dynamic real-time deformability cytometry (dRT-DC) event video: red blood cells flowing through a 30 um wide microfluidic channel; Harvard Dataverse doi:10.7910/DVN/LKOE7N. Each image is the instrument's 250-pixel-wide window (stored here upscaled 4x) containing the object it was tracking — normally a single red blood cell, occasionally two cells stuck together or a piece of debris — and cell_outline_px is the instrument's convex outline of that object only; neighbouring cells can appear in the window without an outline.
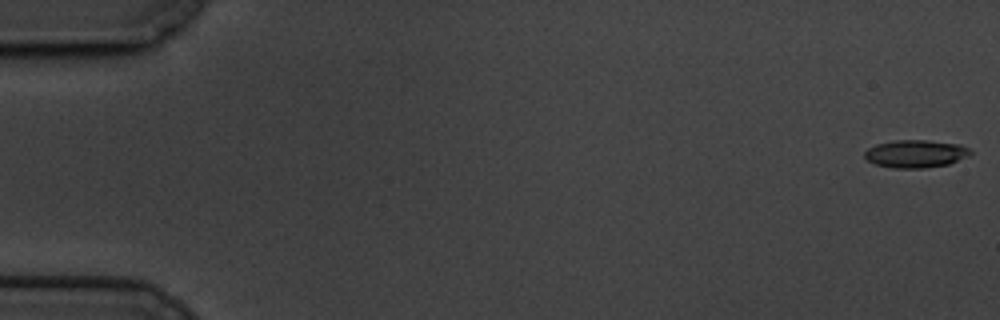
{"species": "common noctule bat (a hibernating species)", "species_latin": "Nyctalus noctula", "temperature_condition": "cold", "stored_images_in_passage": 61, "camera_frame_rate_fps": 3000, "um_per_image_px": 0.085, "animal": {"sex": "male", "body_mass_g": 19.5, "forearm_length_mm": 54.6}, "frame": {"image": 1, "passage_image": 1, "time_ms": 0.0, "image_size_px": [1000, 320], "cell_outline_px": [[972, 152], [968, 156], [948, 164], [924, 168], [892, 168], [876, 164], [868, 160], [864, 156], [864, 152], [868, 148], [876, 144], [896, 140], [928, 140], [960, 144], [968, 148]], "centroid_in_image_um": [77.82, 13.06], "position_along_channel_um": 7.2, "area_um2": 17.05}}
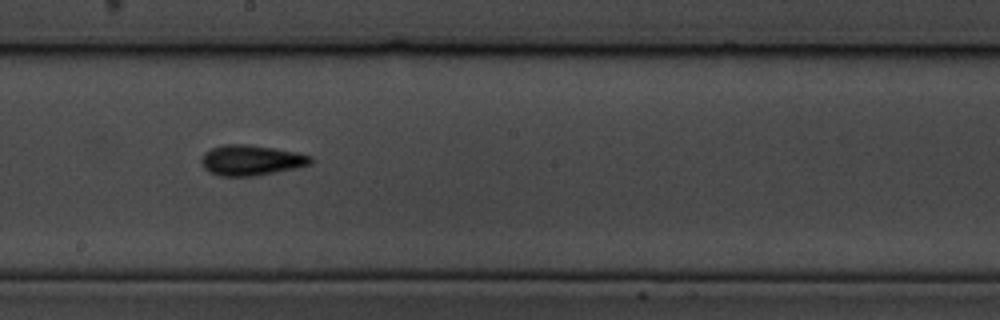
{"frame": {"image": 2, "passage_image": 34, "time_ms": 11.0, "image_size_px": [1000, 320], "cell_outline_px": [[312, 164], [296, 168], [256, 176], [220, 176], [208, 172], [204, 168], [200, 160], [204, 152], [212, 148], [224, 144], [248, 144], [296, 152], [312, 156]], "centroid_in_image_um": [21.33, 13.62], "position_along_channel_um": 226.9, "area_um2": 19.48}}
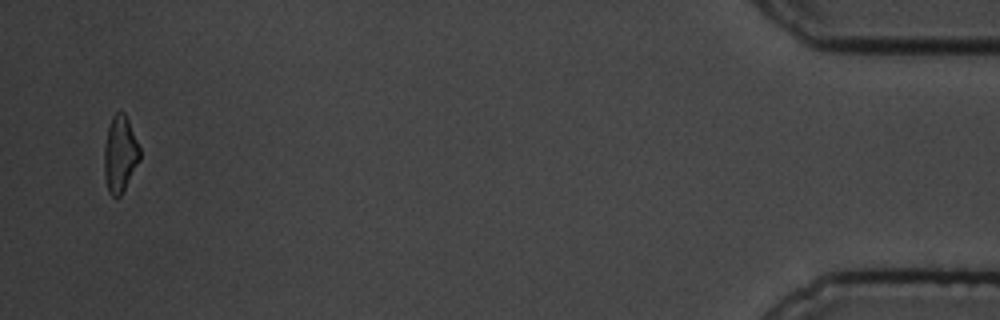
{"frame": {"image": 3, "passage_image": 59, "time_ms": 19.333, "image_size_px": [1000, 320], "cell_outline_px": [[140, 160], [120, 196], [112, 196], [108, 192], [104, 172], [104, 144], [108, 128], [112, 116], [116, 112], [124, 112], [128, 120], [140, 148]], "centroid_in_image_um": [10.19, 13.09], "position_along_channel_um": 425.0, "area_um2": 15.72}, "authors_computed_cell_mechanics": {"area_um2": 17.3978, "velocity_mm_per_s": 3.3473, "shape_relaxation_time_tau1_ms": 3.2138, "shape_relaxation_time_tau2_ms": 3.7443, "deformation_change_tau1": 0.1345, "deformation_change_tau2": 0.1103}}